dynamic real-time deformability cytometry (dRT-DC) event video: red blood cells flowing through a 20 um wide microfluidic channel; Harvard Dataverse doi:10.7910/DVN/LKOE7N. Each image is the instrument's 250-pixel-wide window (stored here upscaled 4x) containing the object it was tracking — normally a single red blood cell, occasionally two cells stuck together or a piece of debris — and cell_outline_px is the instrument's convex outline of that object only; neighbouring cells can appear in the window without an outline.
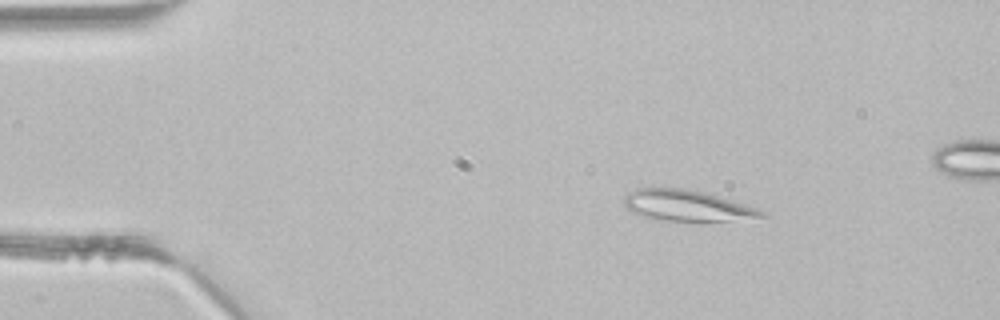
{"species": "common noctule bat (a hibernating species)", "species_latin": "Nyctalus noctula", "temperature_condition": "room temperature", "stored_images_in_passage": 4, "camera_frame_rate_fps": 3000, "um_per_image_px": 0.085, "animal": {"sex": "male", "body_mass_g": 21.5, "forearm_length_mm": 52.0}, "frame": {"image": 1, "passage_image": 1, "time_ms": 0.0, "image_size_px": [1000, 320], "cell_outline_px": [[768, 216], [728, 220], [656, 220], [632, 212], [624, 204], [624, 196], [628, 192], [636, 188], [680, 188], [704, 192], [744, 204], [756, 208], [764, 212]], "centroid_in_image_um": [58.32, 17.46], "position_along_channel_um": 26.7, "area_um2": 24.22}}